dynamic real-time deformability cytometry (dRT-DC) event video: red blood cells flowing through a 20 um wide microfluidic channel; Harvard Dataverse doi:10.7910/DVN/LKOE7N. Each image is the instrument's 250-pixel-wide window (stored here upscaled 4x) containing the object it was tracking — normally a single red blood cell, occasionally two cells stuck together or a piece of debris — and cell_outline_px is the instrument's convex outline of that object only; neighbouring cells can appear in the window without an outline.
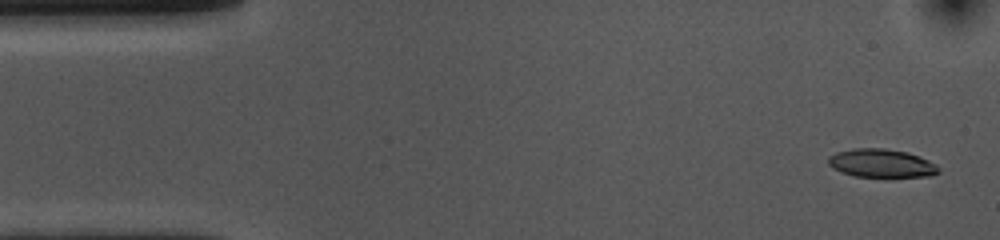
{"species": "common noctule bat (a hibernating species)", "species_latin": "Nyctalus noctula", "temperature_condition": "cold", "stored_images_in_passage": 53, "camera_frame_rate_fps": 3000, "um_per_image_px": 0.085, "animal": {"sex": "female", "body_mass_g": 10.0, "forearm_length_mm": 53.1}, "frame": {"image": 1, "passage_image": 2, "time_ms": 0.333, "image_size_px": [1000, 240], "cell_outline_px": [[940, 172], [932, 176], [888, 180], [856, 176], [840, 172], [832, 168], [828, 164], [828, 156], [836, 152], [852, 148], [884, 148], [908, 152], [920, 156], [936, 164], [940, 168]], "centroid_in_image_um": [74.97, 13.93], "position_along_channel_um": 10.0, "area_um2": 19.42}}
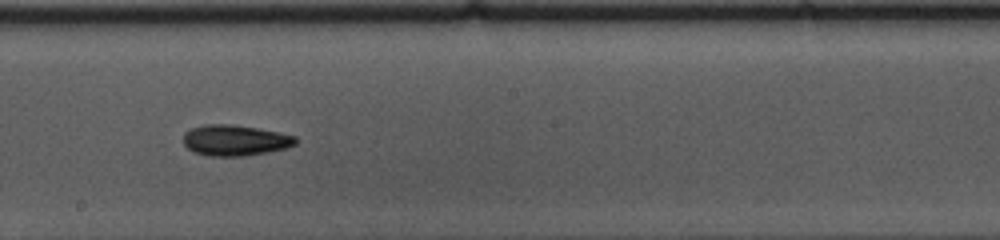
{"frame": {"image": 2, "passage_image": 28, "time_ms": 9.0, "image_size_px": [1000, 240], "cell_outline_px": [[296, 144], [288, 148], [268, 152], [244, 156], [208, 156], [192, 152], [184, 144], [184, 132], [192, 128], [204, 124], [232, 124], [280, 132], [296, 136]], "centroid_in_image_um": [19.98, 11.93], "position_along_channel_um": 228.2, "area_um2": 20.35}}
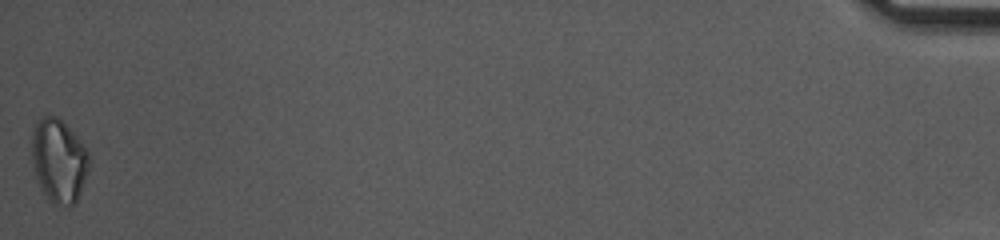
{"frame": {"image": 3, "passage_image": 53, "time_ms": 17.333, "image_size_px": [1000, 240], "cell_outline_px": [[88, 172], [80, 192], [76, 200], [72, 204], [56, 204], [48, 200], [36, 176], [32, 164], [32, 132], [36, 124], [44, 116], [56, 116], [76, 136], [88, 152]], "centroid_in_image_um": [4.98, 13.65], "position_along_channel_um": 430.2, "area_um2": 27.11}, "authors_computed_cell_mechanics": {"area_um2": 19.4208, "velocity_mm_per_s": 3.6735, "shape_relaxation_time_tau1_ms": 10.0258, "shape_relaxation_time_tau2_ms": 7.8085, "deformation_change_tau1": 0.168, "deformation_change_tau2": 0.1629}}